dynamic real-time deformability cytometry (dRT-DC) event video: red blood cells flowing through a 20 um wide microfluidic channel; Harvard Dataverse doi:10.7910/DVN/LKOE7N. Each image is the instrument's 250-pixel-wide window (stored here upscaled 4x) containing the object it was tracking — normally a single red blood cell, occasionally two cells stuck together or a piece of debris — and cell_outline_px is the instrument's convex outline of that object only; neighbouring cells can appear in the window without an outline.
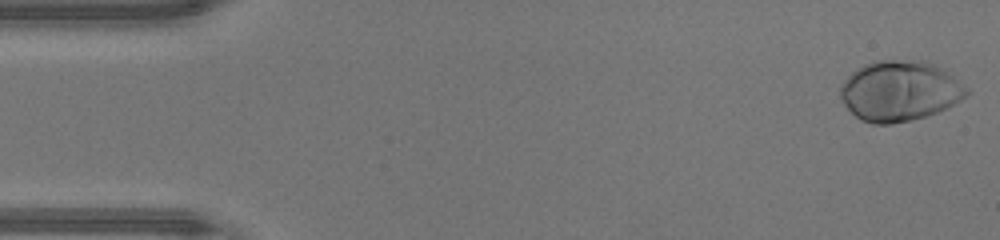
{"species": "human", "species_latin": "Homo sapiens", "temperature_condition": "warm", "stored_images_in_passage": 46, "camera_frame_rate_fps": 3000, "um_per_image_px": 0.085, "donor": {"sex": "male"}, "frame": {"image": 1, "passage_image": 1, "time_ms": 0.0, "image_size_px": [1000, 240], "cell_outline_px": [[968, 92], [960, 100], [936, 112], [912, 120], [892, 124], [872, 124], [860, 120], [844, 104], [840, 96], [840, 88], [844, 80], [856, 68], [864, 64], [880, 60], [924, 60], [948, 68], [968, 88]], "centroid_in_image_um": [76.49, 7.7], "position_along_channel_um": 8.5, "area_um2": 44.74}}
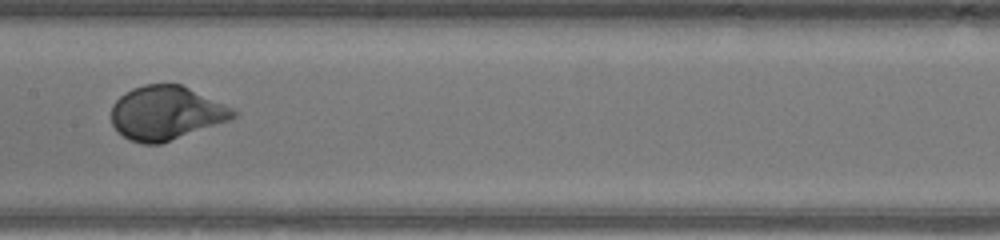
{"frame": {"image": 2, "passage_image": 23, "time_ms": 7.333, "image_size_px": [1000, 240], "cell_outline_px": [[240, 112], [232, 120], [160, 144], [144, 144], [128, 140], [112, 124], [112, 104], [124, 92], [132, 88], [144, 84], [180, 84], [232, 108]], "centroid_in_image_um": [14.12, 9.61], "position_along_channel_um": 193.3, "area_um2": 38.26}}
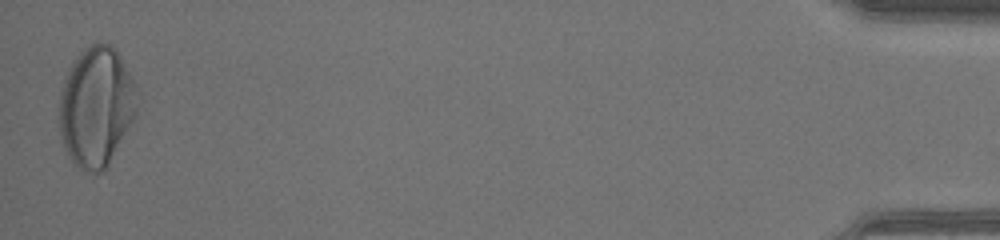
{"frame": {"image": 3, "passage_image": 46, "time_ms": 15.0, "image_size_px": [1000, 240], "cell_outline_px": [[136, 116], [104, 172], [92, 172], [80, 168], [68, 156], [60, 140], [60, 92], [68, 68], [76, 56], [84, 48], [92, 44], [108, 44], [120, 56], [136, 88]], "centroid_in_image_um": [8.16, 9.1], "position_along_channel_um": 427.0, "area_um2": 53.93}, "authors_computed_cell_mechanics": {"area_um2": 39.3618, "velocity_mm_per_s": 4.3776, "shape_relaxation_time_tau1_ms": 2.4196, "shape_relaxation_time_tau2_ms": null, "deformation_change_tau1": 0.1765, "deformation_change_tau2": null}}